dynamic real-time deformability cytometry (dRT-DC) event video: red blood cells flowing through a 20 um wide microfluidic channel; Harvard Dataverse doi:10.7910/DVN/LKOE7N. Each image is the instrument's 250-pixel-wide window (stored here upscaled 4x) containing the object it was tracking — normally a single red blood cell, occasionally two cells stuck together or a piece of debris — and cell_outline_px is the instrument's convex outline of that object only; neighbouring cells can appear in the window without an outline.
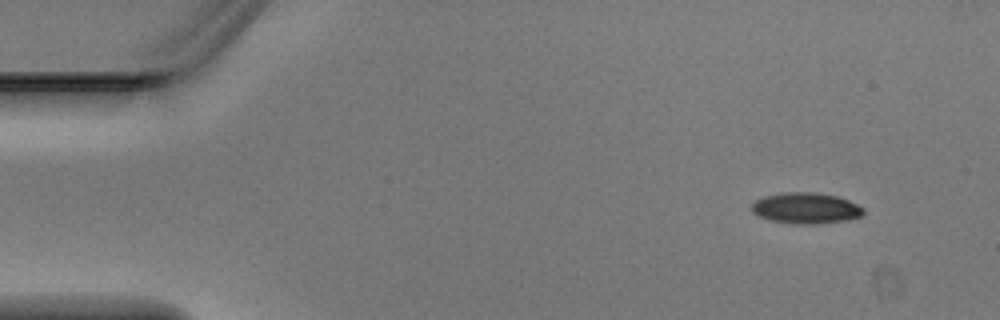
{"species": "Egyptian fruit bat (a non-hibernating species)", "species_latin": "Rousettus aegyptiacus", "temperature_condition": "warm", "stored_images_in_passage": 5, "camera_frame_rate_fps": 3000, "um_per_image_px": 0.085, "animal": {"sex": "male"}, "frame": {"image": 1, "passage_image": 1, "time_ms": 0.0, "image_size_px": [1000, 320], "cell_outline_px": [[864, 216], [848, 220], [816, 224], [796, 224], [772, 220], [760, 216], [752, 212], [752, 204], [756, 200], [764, 196], [784, 192], [816, 192], [836, 196], [848, 200], [864, 208]], "centroid_in_image_um": [68.54, 17.69], "position_along_channel_um": 16.5, "area_um2": 20.17}}
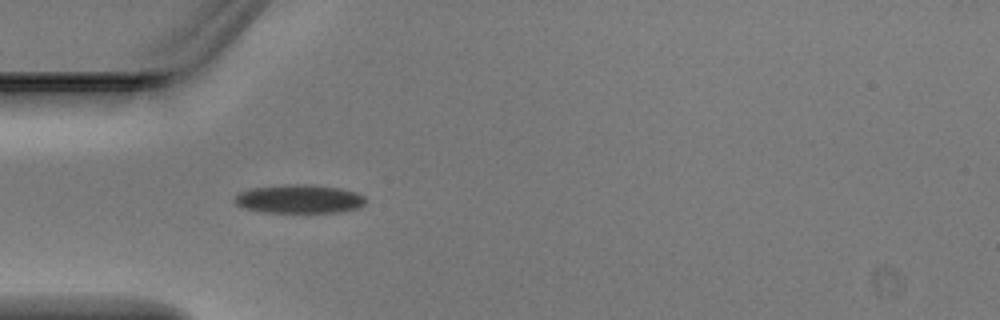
{"frame": {"image": 2, "passage_image": 4, "time_ms": 1.0, "image_size_px": [1000, 320], "cell_outline_px": [[368, 200], [360, 208], [340, 212], [264, 212], [244, 208], [236, 204], [232, 200], [240, 192], [252, 188], [288, 184], [308, 184], [340, 188], [356, 192], [364, 196]], "centroid_in_image_um": [25.47, 16.91], "position_along_channel_um": 59.5, "area_um2": 21.96}}
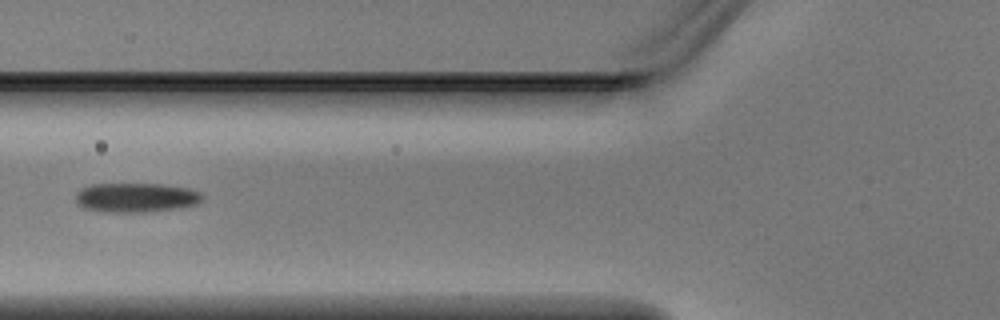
{"frame": {"image": 3, "passage_image": 5, "time_ms": 1.333, "image_size_px": [1000, 320], "cell_outline_px": [[204, 200], [196, 204], [180, 208], [144, 212], [100, 212], [84, 208], [76, 200], [76, 192], [80, 188], [92, 184], [160, 184], [188, 188], [200, 192], [204, 196]], "centroid_in_image_um": [11.57, 16.79], "position_along_channel_um": 114.2, "area_um2": 21.85}}